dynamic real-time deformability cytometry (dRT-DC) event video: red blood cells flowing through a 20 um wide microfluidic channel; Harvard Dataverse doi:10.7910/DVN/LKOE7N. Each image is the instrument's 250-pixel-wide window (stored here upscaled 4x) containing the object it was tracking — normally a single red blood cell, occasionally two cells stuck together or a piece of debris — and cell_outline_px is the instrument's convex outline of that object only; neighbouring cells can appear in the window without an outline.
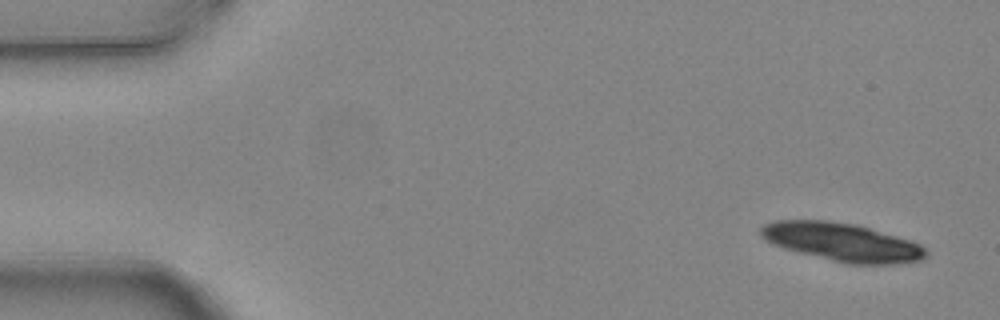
{"species": "common noctule bat (a hibernating species)", "species_latin": "Nyctalus noctula", "temperature_condition": "warm", "stored_images_in_passage": 5, "camera_frame_rate_fps": 3000, "um_per_image_px": 0.085, "animal": {"sex": "female", "body_mass_g": 24.6, "forearm_length_mm": 56.2}, "frame": {"image": 1, "passage_image": 1, "time_ms": 0.0, "image_size_px": [1000, 320], "cell_outline_px": [[928, 256], [920, 260], [896, 264], [848, 264], [784, 248], [772, 244], [764, 240], [760, 236], [760, 228], [764, 224], [776, 220], [828, 220], [856, 224], [896, 236], [920, 244], [928, 252]], "centroid_in_image_um": [71.56, 20.57], "position_along_channel_um": 13.4, "area_um2": 36.7}}